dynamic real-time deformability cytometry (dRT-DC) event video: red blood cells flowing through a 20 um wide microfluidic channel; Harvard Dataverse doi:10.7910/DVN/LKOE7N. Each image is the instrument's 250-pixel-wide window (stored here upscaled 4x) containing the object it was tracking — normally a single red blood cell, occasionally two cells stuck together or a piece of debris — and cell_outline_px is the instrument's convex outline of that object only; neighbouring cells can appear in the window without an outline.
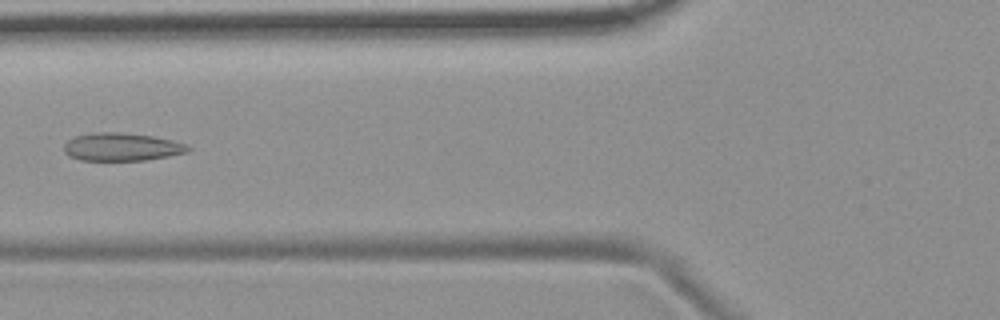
{"species": "common noctule bat (a hibernating species)", "species_latin": "Nyctalus noctula", "temperature_condition": "room temperature", "stored_images_in_passage": 5, "camera_frame_rate_fps": 3000, "um_per_image_px": 0.085, "animal": {"sex": "female", "body_mass_g": 19.9}, "frame": {"image": 1, "passage_image": 5, "time_ms": 4.667, "image_size_px": [1000, 320], "cell_outline_px": [[192, 148], [188, 152], [168, 156], [144, 160], [80, 160], [68, 156], [64, 152], [64, 144], [68, 140], [76, 136], [92, 132], [120, 132], [152, 136], [172, 140], [188, 144]], "centroid_in_image_um": [10.35, 12.48], "position_along_channel_um": 115.5, "area_um2": 20.29}}